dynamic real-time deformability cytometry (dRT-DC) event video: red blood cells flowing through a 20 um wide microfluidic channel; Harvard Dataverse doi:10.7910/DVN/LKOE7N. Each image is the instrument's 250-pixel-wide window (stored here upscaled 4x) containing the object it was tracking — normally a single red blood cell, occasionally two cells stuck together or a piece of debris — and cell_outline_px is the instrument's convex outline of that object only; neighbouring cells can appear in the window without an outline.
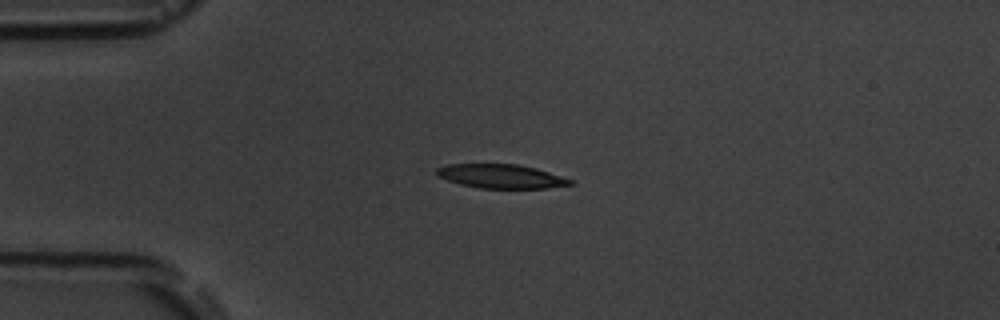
{"species": "common noctule bat (a hibernating species)", "species_latin": "Nyctalus noctula", "temperature_condition": "room temperature", "stored_images_in_passage": 12, "camera_frame_rate_fps": 3000, "um_per_image_px": 0.085, "animal": {"sex": "male", "body_mass_g": 19.5, "forearm_length_mm": 54.6}, "frame": {"image": 1, "passage_image": 3, "time_ms": 3.0, "image_size_px": [1000, 320], "cell_outline_px": [[576, 184], [548, 188], [480, 188], [460, 184], [448, 180], [440, 176], [436, 172], [436, 168], [448, 164], [516, 164], [536, 168], [572, 180]], "centroid_in_image_um": [42.61, 14.98], "position_along_channel_um": 42.4, "area_um2": 18.5}}
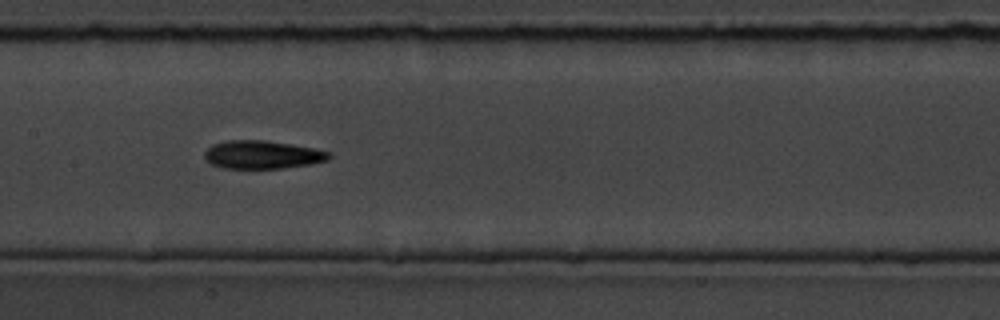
{"frame": {"image": 2, "passage_image": 7, "time_ms": 7.667, "image_size_px": [1000, 320], "cell_outline_px": [[332, 156], [328, 160], [312, 164], [284, 168], [220, 168], [204, 160], [204, 152], [212, 144], [228, 140], [268, 140], [312, 148], [328, 152]], "centroid_in_image_um": [22.26, 13.15], "position_along_channel_um": 185.1, "area_um2": 20.52}}
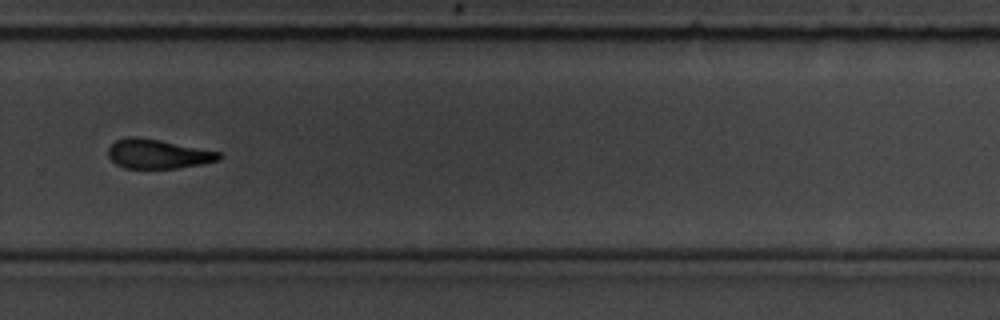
{"frame": {"image": 3, "passage_image": 10, "time_ms": 11.333, "image_size_px": [1000, 320], "cell_outline_px": [[224, 156], [220, 160], [200, 164], [176, 168], [124, 168], [116, 164], [108, 156], [108, 148], [116, 140], [128, 136], [132, 136], [160, 140], [220, 152]], "centroid_in_image_um": [13.42, 13.08], "position_along_channel_um": 316.4, "area_um2": 18.84}, "authors_computed_cell_mechanics": {"area_um2": 19.5364, "velocity_mm_per_s": 3.5956, "shape_relaxation_time_tau1_ms": 3.447, "shape_relaxation_time_tau2_ms": 8.0176, "deformation_change_tau1": 0.1253, "deformation_change_tau2": 0.1869}}